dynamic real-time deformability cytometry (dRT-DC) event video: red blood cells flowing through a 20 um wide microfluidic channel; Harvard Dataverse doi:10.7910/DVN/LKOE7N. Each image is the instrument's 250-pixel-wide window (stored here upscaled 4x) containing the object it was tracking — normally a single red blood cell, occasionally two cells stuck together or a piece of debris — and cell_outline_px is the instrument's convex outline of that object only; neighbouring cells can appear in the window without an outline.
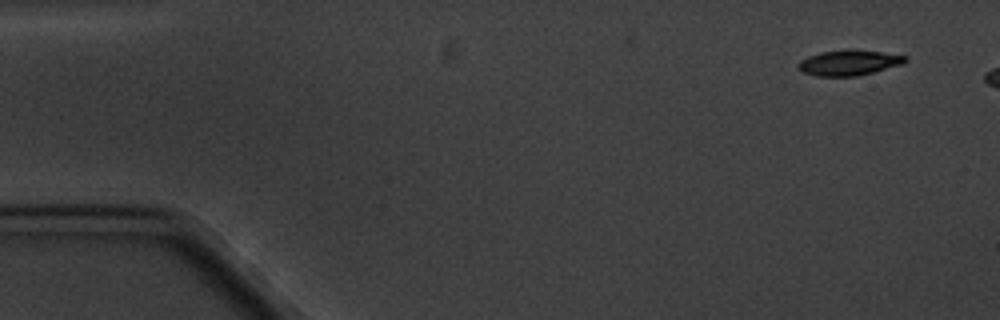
{"species": "common noctule bat (a hibernating species)", "species_latin": "Nyctalus noctula", "temperature_condition": "cold", "stored_images_in_passage": 3, "camera_frame_rate_fps": 3000, "um_per_image_px": 0.085, "animal": {"sex": "male", "body_mass_g": 20.1, "forearm_length_mm": 53.5}, "frame": {"image": 1, "passage_image": 1, "time_ms": 0.0, "image_size_px": [1000, 320], "cell_outline_px": [[908, 60], [904, 64], [856, 76], [816, 76], [804, 72], [796, 64], [800, 60], [808, 56], [820, 52], [848, 48], [880, 52], [908, 56]], "centroid_in_image_um": [72.17, 5.31], "position_along_channel_um": 12.8, "area_um2": 15.95}}